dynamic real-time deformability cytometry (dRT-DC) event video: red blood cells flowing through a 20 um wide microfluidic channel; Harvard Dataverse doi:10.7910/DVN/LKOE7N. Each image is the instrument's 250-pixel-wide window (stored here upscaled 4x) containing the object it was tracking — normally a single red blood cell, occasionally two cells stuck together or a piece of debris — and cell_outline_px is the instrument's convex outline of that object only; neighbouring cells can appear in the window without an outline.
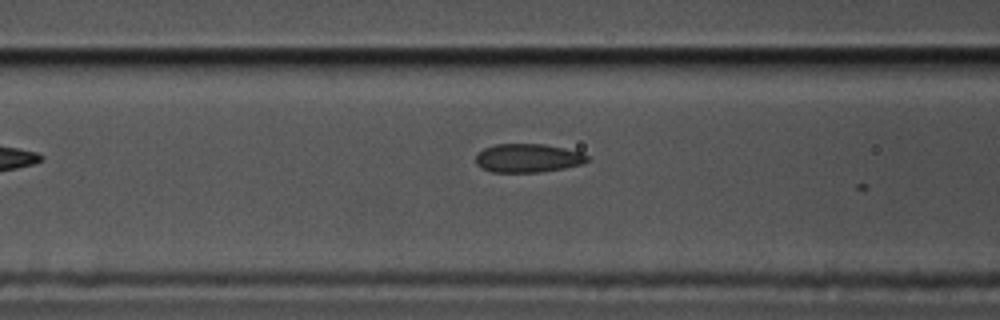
{"species": "common noctule bat (a hibernating species)", "species_latin": "Nyctalus noctula", "temperature_condition": "cold", "stored_images_in_passage": 10, "camera_frame_rate_fps": 3000, "um_per_image_px": 0.085, "animal": {"sex": "male", "body_mass_g": 17.5, "forearm_length_mm": 52.3}, "frame": {"image": 1, "passage_image": 8, "time_ms": 2.333, "image_size_px": [1000, 320], "cell_outline_px": [[588, 160], [580, 164], [564, 168], [540, 172], [492, 172], [476, 164], [476, 156], [484, 148], [496, 144], [544, 144], [564, 148], [580, 152], [588, 156]], "centroid_in_image_um": [44.86, 13.43], "position_along_channel_um": 121.7, "area_um2": 18.38}}